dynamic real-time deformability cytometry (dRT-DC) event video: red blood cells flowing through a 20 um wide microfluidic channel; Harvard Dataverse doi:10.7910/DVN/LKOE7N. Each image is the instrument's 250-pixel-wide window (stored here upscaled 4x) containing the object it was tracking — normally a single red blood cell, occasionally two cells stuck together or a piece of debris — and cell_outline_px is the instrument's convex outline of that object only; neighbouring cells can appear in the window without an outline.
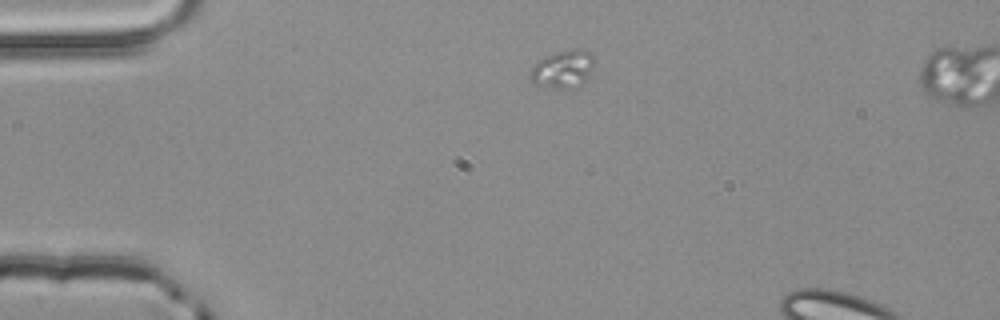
{"species": "common noctule bat (a hibernating species)", "species_latin": "Nyctalus noctula", "temperature_condition": "room temperature", "stored_images_in_passage": 4, "camera_frame_rate_fps": 3000, "um_per_image_px": 0.085, "animal": {"sex": "male", "body_mass_g": 20.4}, "frame": {"image": 1, "passage_image": 4, "time_ms": 1.0, "image_size_px": [1000, 320], "cell_outline_px": [[596, 60], [588, 76], [576, 88], [552, 88], [532, 84], [528, 76], [532, 68], [540, 60], [556, 52], [576, 48], [580, 48], [588, 52]], "centroid_in_image_um": [47.84, 5.89], "position_along_channel_um": 37.2, "area_um2": 14.05}}